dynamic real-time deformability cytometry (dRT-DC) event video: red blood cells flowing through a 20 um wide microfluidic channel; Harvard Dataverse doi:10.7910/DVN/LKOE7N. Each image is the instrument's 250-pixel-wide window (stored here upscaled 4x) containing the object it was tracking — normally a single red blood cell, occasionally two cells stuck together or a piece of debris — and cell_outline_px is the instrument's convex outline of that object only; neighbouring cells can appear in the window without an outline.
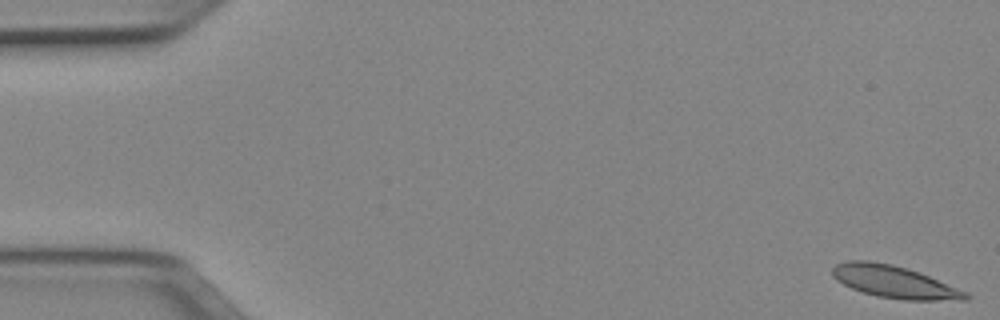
{"species": "Egyptian fruit bat (a non-hibernating species)", "species_latin": "Rousettus aegyptiacus", "temperature_condition": "cold", "stored_images_in_passage": 51, "camera_frame_rate_fps": 3000, "um_per_image_px": 0.085, "animal": {"sex": "female"}, "frame": {"image": 1, "passage_image": 1, "time_ms": 0.0, "image_size_px": [1000, 320], "cell_outline_px": [[972, 296], [968, 300], [904, 300], [876, 296], [852, 288], [836, 280], [832, 276], [832, 268], [836, 264], [848, 260], [868, 260], [892, 264], [928, 276], [968, 292]], "centroid_in_image_um": [76.01, 23.96], "position_along_channel_um": 9.0, "area_um2": 24.91}}
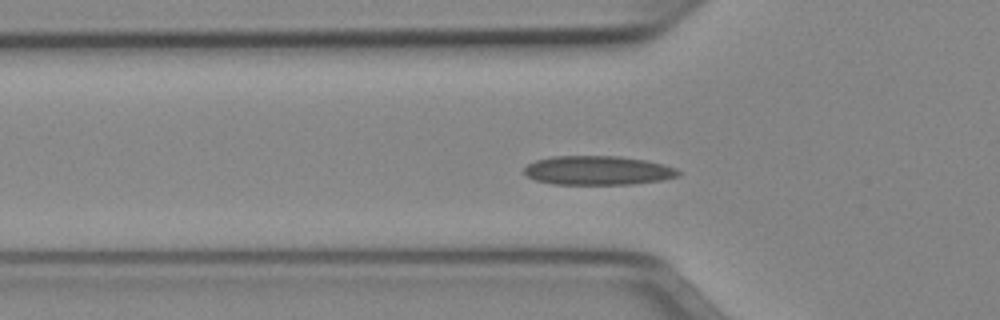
{"frame": {"image": 2, "passage_image": 17, "time_ms": 5.333, "image_size_px": [1000, 320], "cell_outline_px": [[680, 176], [660, 180], [632, 184], [552, 184], [536, 180], [528, 176], [524, 172], [524, 168], [528, 164], [536, 160], [552, 156], [620, 156], [644, 160], [664, 164], [676, 168], [680, 172]], "centroid_in_image_um": [50.82, 14.48], "position_along_channel_um": 75.0, "area_um2": 26.07}}
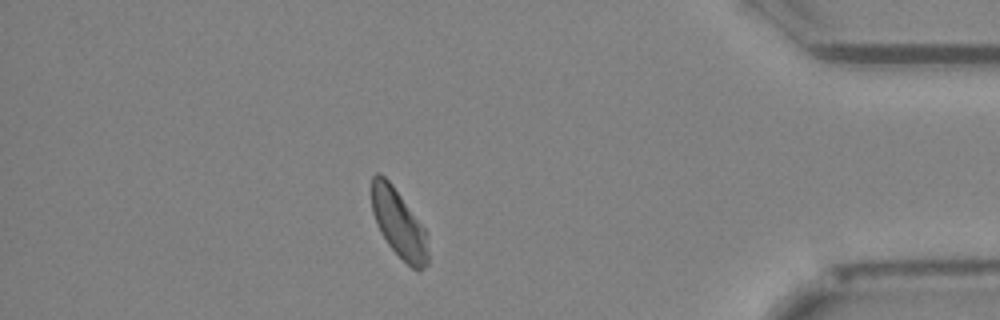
{"frame": {"image": 3, "passage_image": 45, "time_ms": 14.667, "image_size_px": [1000, 320], "cell_outline_px": [[428, 264], [420, 272], [416, 272], [388, 244], [380, 232], [372, 212], [372, 176], [376, 172], [380, 172], [392, 184], [428, 232]], "centroid_in_image_um": [33.93, 19.02], "position_along_channel_um": 401.3, "area_um2": 22.6}, "authors_computed_cell_mechanics": {"area_um2": 24.1604, "velocity_mm_per_s": 3.9112, "shape_relaxation_time_tau1_ms": 5.8345, "shape_relaxation_time_tau2_ms": 2.8338, "deformation_change_tau1": 0.1214, "deformation_change_tau2": 0.0694}}